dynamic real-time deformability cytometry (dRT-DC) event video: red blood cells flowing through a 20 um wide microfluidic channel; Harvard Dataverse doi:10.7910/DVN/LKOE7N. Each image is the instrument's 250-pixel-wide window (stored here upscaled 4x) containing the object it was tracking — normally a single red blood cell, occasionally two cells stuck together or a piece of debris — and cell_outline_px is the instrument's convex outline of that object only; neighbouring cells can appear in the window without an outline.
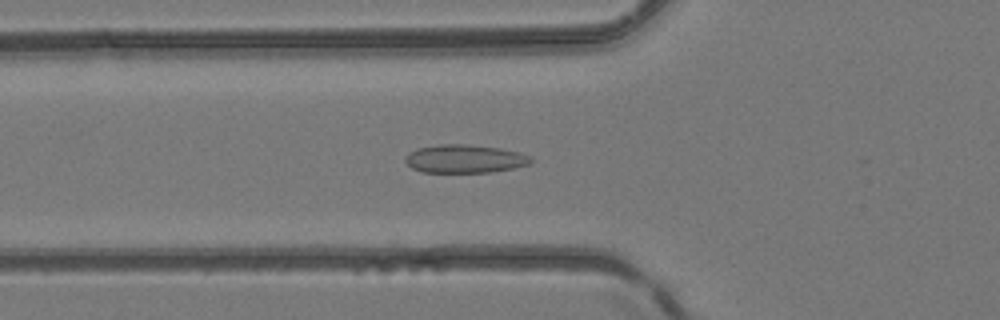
{"species": "common noctule bat (a hibernating species)", "species_latin": "Nyctalus noctula", "temperature_condition": "room temperature", "stored_images_in_passage": 38, "camera_frame_rate_fps": 3000, "um_per_image_px": 0.085, "animal": {"sex": "female", "body_mass_g": 24.6, "forearm_length_mm": 56.2}, "frame": {"image": 1, "passage_image": 7, "time_ms": 2.0, "image_size_px": [1000, 320], "cell_outline_px": [[532, 164], [492, 172], [420, 172], [412, 168], [404, 160], [408, 152], [416, 148], [440, 144], [464, 144], [500, 148], [520, 152], [532, 156]], "centroid_in_image_um": [39.51, 13.49], "position_along_channel_um": 86.3, "area_um2": 20.87}}
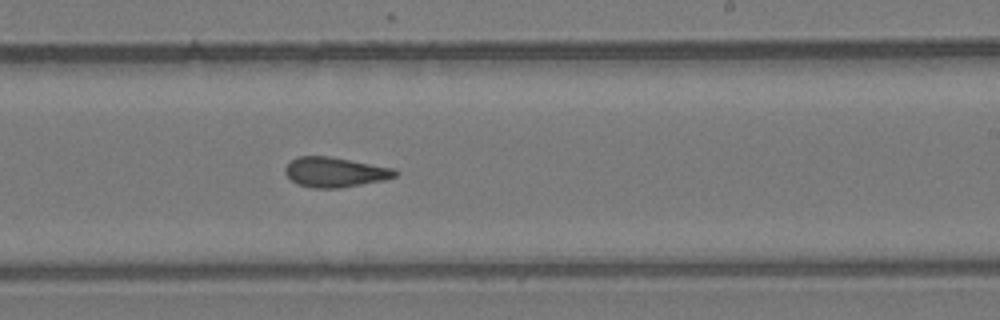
{"frame": {"image": 2, "passage_image": 19, "time_ms": 6.0, "image_size_px": [1000, 320], "cell_outline_px": [[400, 172], [396, 176], [384, 180], [340, 188], [312, 188], [296, 184], [284, 172], [284, 168], [292, 160], [300, 156], [328, 156], [396, 168]], "centroid_in_image_um": [28.5, 14.64], "position_along_channel_um": 260.5, "area_um2": 19.25}}
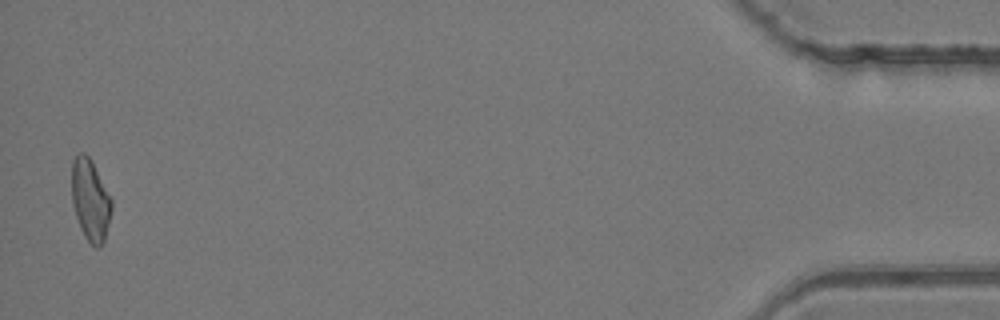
{"frame": {"image": 3, "passage_image": 37, "time_ms": 12.0, "image_size_px": [1000, 320], "cell_outline_px": [[112, 208], [104, 240], [100, 248], [96, 248], [84, 236], [80, 228], [72, 204], [72, 160], [80, 152], [84, 152], [92, 160], [112, 200]], "centroid_in_image_um": [7.67, 16.99], "position_along_channel_um": 427.5, "area_um2": 18.9}}